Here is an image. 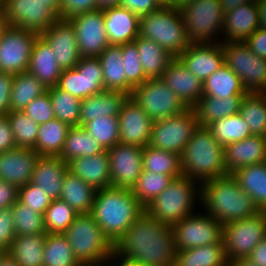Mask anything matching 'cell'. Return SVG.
Listing matches in <instances>:
<instances>
[{
    "label": "cell",
    "instance_id": "6da1fadb",
    "mask_svg": "<svg viewBox=\"0 0 266 266\" xmlns=\"http://www.w3.org/2000/svg\"><path fill=\"white\" fill-rule=\"evenodd\" d=\"M177 249L171 225L145 209L113 245V254L138 266H174Z\"/></svg>",
    "mask_w": 266,
    "mask_h": 266
},
{
    "label": "cell",
    "instance_id": "7a4b0ae2",
    "mask_svg": "<svg viewBox=\"0 0 266 266\" xmlns=\"http://www.w3.org/2000/svg\"><path fill=\"white\" fill-rule=\"evenodd\" d=\"M203 211L222 225L257 214L260 210L252 198L228 174L200 184V201Z\"/></svg>",
    "mask_w": 266,
    "mask_h": 266
},
{
    "label": "cell",
    "instance_id": "3957f363",
    "mask_svg": "<svg viewBox=\"0 0 266 266\" xmlns=\"http://www.w3.org/2000/svg\"><path fill=\"white\" fill-rule=\"evenodd\" d=\"M144 209L131 189L110 186L97 190L90 213L114 245Z\"/></svg>",
    "mask_w": 266,
    "mask_h": 266
},
{
    "label": "cell",
    "instance_id": "277c9868",
    "mask_svg": "<svg viewBox=\"0 0 266 266\" xmlns=\"http://www.w3.org/2000/svg\"><path fill=\"white\" fill-rule=\"evenodd\" d=\"M182 175L200 184L228 175L224 163V146L207 126L198 125L180 156Z\"/></svg>",
    "mask_w": 266,
    "mask_h": 266
},
{
    "label": "cell",
    "instance_id": "5b68a950",
    "mask_svg": "<svg viewBox=\"0 0 266 266\" xmlns=\"http://www.w3.org/2000/svg\"><path fill=\"white\" fill-rule=\"evenodd\" d=\"M62 234L82 266H105L113 254V244L104 236L91 213L77 214Z\"/></svg>",
    "mask_w": 266,
    "mask_h": 266
},
{
    "label": "cell",
    "instance_id": "8992f818",
    "mask_svg": "<svg viewBox=\"0 0 266 266\" xmlns=\"http://www.w3.org/2000/svg\"><path fill=\"white\" fill-rule=\"evenodd\" d=\"M196 201H200V183L181 175L173 178L145 210L158 221L173 226L194 212H199L195 207Z\"/></svg>",
    "mask_w": 266,
    "mask_h": 266
},
{
    "label": "cell",
    "instance_id": "52a82bcc",
    "mask_svg": "<svg viewBox=\"0 0 266 266\" xmlns=\"http://www.w3.org/2000/svg\"><path fill=\"white\" fill-rule=\"evenodd\" d=\"M139 36L153 40L178 57L191 44L179 7L162 6L139 19Z\"/></svg>",
    "mask_w": 266,
    "mask_h": 266
},
{
    "label": "cell",
    "instance_id": "ba28073f",
    "mask_svg": "<svg viewBox=\"0 0 266 266\" xmlns=\"http://www.w3.org/2000/svg\"><path fill=\"white\" fill-rule=\"evenodd\" d=\"M179 9L191 43H222L225 12L219 0H192Z\"/></svg>",
    "mask_w": 266,
    "mask_h": 266
},
{
    "label": "cell",
    "instance_id": "9c48e42d",
    "mask_svg": "<svg viewBox=\"0 0 266 266\" xmlns=\"http://www.w3.org/2000/svg\"><path fill=\"white\" fill-rule=\"evenodd\" d=\"M60 5L50 0H4L3 10L9 26L40 34L60 19Z\"/></svg>",
    "mask_w": 266,
    "mask_h": 266
},
{
    "label": "cell",
    "instance_id": "30bf717a",
    "mask_svg": "<svg viewBox=\"0 0 266 266\" xmlns=\"http://www.w3.org/2000/svg\"><path fill=\"white\" fill-rule=\"evenodd\" d=\"M266 235V211L223 225L222 241L229 261L247 258Z\"/></svg>",
    "mask_w": 266,
    "mask_h": 266
},
{
    "label": "cell",
    "instance_id": "8fae6325",
    "mask_svg": "<svg viewBox=\"0 0 266 266\" xmlns=\"http://www.w3.org/2000/svg\"><path fill=\"white\" fill-rule=\"evenodd\" d=\"M225 64L240 78L247 93L266 90V59L258 57L245 42H222Z\"/></svg>",
    "mask_w": 266,
    "mask_h": 266
},
{
    "label": "cell",
    "instance_id": "7c38bea8",
    "mask_svg": "<svg viewBox=\"0 0 266 266\" xmlns=\"http://www.w3.org/2000/svg\"><path fill=\"white\" fill-rule=\"evenodd\" d=\"M198 125L193 108H187L180 114L154 121L148 145L181 156Z\"/></svg>",
    "mask_w": 266,
    "mask_h": 266
},
{
    "label": "cell",
    "instance_id": "4fadbf2b",
    "mask_svg": "<svg viewBox=\"0 0 266 266\" xmlns=\"http://www.w3.org/2000/svg\"><path fill=\"white\" fill-rule=\"evenodd\" d=\"M177 250L223 243V225L205 212L191 214L172 226Z\"/></svg>",
    "mask_w": 266,
    "mask_h": 266
},
{
    "label": "cell",
    "instance_id": "5bb4252c",
    "mask_svg": "<svg viewBox=\"0 0 266 266\" xmlns=\"http://www.w3.org/2000/svg\"><path fill=\"white\" fill-rule=\"evenodd\" d=\"M130 97L153 121L180 114L188 108L161 79H147L133 89Z\"/></svg>",
    "mask_w": 266,
    "mask_h": 266
},
{
    "label": "cell",
    "instance_id": "9a60e30c",
    "mask_svg": "<svg viewBox=\"0 0 266 266\" xmlns=\"http://www.w3.org/2000/svg\"><path fill=\"white\" fill-rule=\"evenodd\" d=\"M38 36L35 31L9 26L0 38V72H27Z\"/></svg>",
    "mask_w": 266,
    "mask_h": 266
},
{
    "label": "cell",
    "instance_id": "2e32d148",
    "mask_svg": "<svg viewBox=\"0 0 266 266\" xmlns=\"http://www.w3.org/2000/svg\"><path fill=\"white\" fill-rule=\"evenodd\" d=\"M57 86L80 100L105 91L98 57H82L75 68L62 70Z\"/></svg>",
    "mask_w": 266,
    "mask_h": 266
},
{
    "label": "cell",
    "instance_id": "e0dca14e",
    "mask_svg": "<svg viewBox=\"0 0 266 266\" xmlns=\"http://www.w3.org/2000/svg\"><path fill=\"white\" fill-rule=\"evenodd\" d=\"M68 21L74 27L81 58L98 57L110 45L103 10L81 13Z\"/></svg>",
    "mask_w": 266,
    "mask_h": 266
},
{
    "label": "cell",
    "instance_id": "ac0fdd59",
    "mask_svg": "<svg viewBox=\"0 0 266 266\" xmlns=\"http://www.w3.org/2000/svg\"><path fill=\"white\" fill-rule=\"evenodd\" d=\"M143 148L118 143L106 150L110 160L111 186L132 189L143 170Z\"/></svg>",
    "mask_w": 266,
    "mask_h": 266
},
{
    "label": "cell",
    "instance_id": "d6986e66",
    "mask_svg": "<svg viewBox=\"0 0 266 266\" xmlns=\"http://www.w3.org/2000/svg\"><path fill=\"white\" fill-rule=\"evenodd\" d=\"M120 144L146 147L149 144L153 120L130 96L118 115Z\"/></svg>",
    "mask_w": 266,
    "mask_h": 266
},
{
    "label": "cell",
    "instance_id": "ffe728a7",
    "mask_svg": "<svg viewBox=\"0 0 266 266\" xmlns=\"http://www.w3.org/2000/svg\"><path fill=\"white\" fill-rule=\"evenodd\" d=\"M55 52L62 70L75 68L81 59L73 25L68 20H57L48 30L39 34Z\"/></svg>",
    "mask_w": 266,
    "mask_h": 266
},
{
    "label": "cell",
    "instance_id": "44dd1931",
    "mask_svg": "<svg viewBox=\"0 0 266 266\" xmlns=\"http://www.w3.org/2000/svg\"><path fill=\"white\" fill-rule=\"evenodd\" d=\"M177 58L202 82L225 64L222 43H191Z\"/></svg>",
    "mask_w": 266,
    "mask_h": 266
},
{
    "label": "cell",
    "instance_id": "7402d4cb",
    "mask_svg": "<svg viewBox=\"0 0 266 266\" xmlns=\"http://www.w3.org/2000/svg\"><path fill=\"white\" fill-rule=\"evenodd\" d=\"M160 79L188 108H193L203 96V82L175 57Z\"/></svg>",
    "mask_w": 266,
    "mask_h": 266
},
{
    "label": "cell",
    "instance_id": "603a6c76",
    "mask_svg": "<svg viewBox=\"0 0 266 266\" xmlns=\"http://www.w3.org/2000/svg\"><path fill=\"white\" fill-rule=\"evenodd\" d=\"M39 154L34 149L14 148L0 152V179L17 189L31 181Z\"/></svg>",
    "mask_w": 266,
    "mask_h": 266
},
{
    "label": "cell",
    "instance_id": "cb8c5ba5",
    "mask_svg": "<svg viewBox=\"0 0 266 266\" xmlns=\"http://www.w3.org/2000/svg\"><path fill=\"white\" fill-rule=\"evenodd\" d=\"M259 27L257 1L243 3L233 10L225 12L222 42H244Z\"/></svg>",
    "mask_w": 266,
    "mask_h": 266
},
{
    "label": "cell",
    "instance_id": "d4e9b609",
    "mask_svg": "<svg viewBox=\"0 0 266 266\" xmlns=\"http://www.w3.org/2000/svg\"><path fill=\"white\" fill-rule=\"evenodd\" d=\"M266 160V136L252 135L239 142L224 146V163L227 174Z\"/></svg>",
    "mask_w": 266,
    "mask_h": 266
},
{
    "label": "cell",
    "instance_id": "484cf974",
    "mask_svg": "<svg viewBox=\"0 0 266 266\" xmlns=\"http://www.w3.org/2000/svg\"><path fill=\"white\" fill-rule=\"evenodd\" d=\"M103 15L110 45L120 46L138 38L140 17L129 9L114 6L103 9Z\"/></svg>",
    "mask_w": 266,
    "mask_h": 266
},
{
    "label": "cell",
    "instance_id": "4316f807",
    "mask_svg": "<svg viewBox=\"0 0 266 266\" xmlns=\"http://www.w3.org/2000/svg\"><path fill=\"white\" fill-rule=\"evenodd\" d=\"M68 170V164L59 156H39L30 182L40 186L50 199L56 200L60 198Z\"/></svg>",
    "mask_w": 266,
    "mask_h": 266
},
{
    "label": "cell",
    "instance_id": "83f0119b",
    "mask_svg": "<svg viewBox=\"0 0 266 266\" xmlns=\"http://www.w3.org/2000/svg\"><path fill=\"white\" fill-rule=\"evenodd\" d=\"M68 166L69 171L96 190L111 186L110 160L106 150L97 155L78 157Z\"/></svg>",
    "mask_w": 266,
    "mask_h": 266
},
{
    "label": "cell",
    "instance_id": "f1b7e54d",
    "mask_svg": "<svg viewBox=\"0 0 266 266\" xmlns=\"http://www.w3.org/2000/svg\"><path fill=\"white\" fill-rule=\"evenodd\" d=\"M55 55L49 44L39 35L32 48L28 72L34 75L47 89L58 84L62 73Z\"/></svg>",
    "mask_w": 266,
    "mask_h": 266
},
{
    "label": "cell",
    "instance_id": "f546056e",
    "mask_svg": "<svg viewBox=\"0 0 266 266\" xmlns=\"http://www.w3.org/2000/svg\"><path fill=\"white\" fill-rule=\"evenodd\" d=\"M130 95L120 91L105 90L91 95L81 102L80 126L103 116L118 117L124 102Z\"/></svg>",
    "mask_w": 266,
    "mask_h": 266
},
{
    "label": "cell",
    "instance_id": "4dcf8cb0",
    "mask_svg": "<svg viewBox=\"0 0 266 266\" xmlns=\"http://www.w3.org/2000/svg\"><path fill=\"white\" fill-rule=\"evenodd\" d=\"M245 95L217 98L202 96L193 107L199 125L208 126L212 122L239 113L240 104Z\"/></svg>",
    "mask_w": 266,
    "mask_h": 266
},
{
    "label": "cell",
    "instance_id": "1f68e13d",
    "mask_svg": "<svg viewBox=\"0 0 266 266\" xmlns=\"http://www.w3.org/2000/svg\"><path fill=\"white\" fill-rule=\"evenodd\" d=\"M241 189L260 211H266V162L242 167L232 173Z\"/></svg>",
    "mask_w": 266,
    "mask_h": 266
},
{
    "label": "cell",
    "instance_id": "d6a6232c",
    "mask_svg": "<svg viewBox=\"0 0 266 266\" xmlns=\"http://www.w3.org/2000/svg\"><path fill=\"white\" fill-rule=\"evenodd\" d=\"M134 42L138 47L145 77L147 79H160L168 64L175 57L151 39L138 36Z\"/></svg>",
    "mask_w": 266,
    "mask_h": 266
},
{
    "label": "cell",
    "instance_id": "836d02e7",
    "mask_svg": "<svg viewBox=\"0 0 266 266\" xmlns=\"http://www.w3.org/2000/svg\"><path fill=\"white\" fill-rule=\"evenodd\" d=\"M97 190L81 178L67 171L63 179L60 200L65 201L78 214L90 213Z\"/></svg>",
    "mask_w": 266,
    "mask_h": 266
},
{
    "label": "cell",
    "instance_id": "e575fe53",
    "mask_svg": "<svg viewBox=\"0 0 266 266\" xmlns=\"http://www.w3.org/2000/svg\"><path fill=\"white\" fill-rule=\"evenodd\" d=\"M98 59L103 70L104 89L127 93L121 46L109 45Z\"/></svg>",
    "mask_w": 266,
    "mask_h": 266
},
{
    "label": "cell",
    "instance_id": "d590c367",
    "mask_svg": "<svg viewBox=\"0 0 266 266\" xmlns=\"http://www.w3.org/2000/svg\"><path fill=\"white\" fill-rule=\"evenodd\" d=\"M174 266H228L224 244L177 250Z\"/></svg>",
    "mask_w": 266,
    "mask_h": 266
},
{
    "label": "cell",
    "instance_id": "8d00e7d4",
    "mask_svg": "<svg viewBox=\"0 0 266 266\" xmlns=\"http://www.w3.org/2000/svg\"><path fill=\"white\" fill-rule=\"evenodd\" d=\"M46 234L16 235L8 253L18 266H43Z\"/></svg>",
    "mask_w": 266,
    "mask_h": 266
},
{
    "label": "cell",
    "instance_id": "74e56055",
    "mask_svg": "<svg viewBox=\"0 0 266 266\" xmlns=\"http://www.w3.org/2000/svg\"><path fill=\"white\" fill-rule=\"evenodd\" d=\"M69 129L68 124L56 118L39 125L34 151L39 156H59Z\"/></svg>",
    "mask_w": 266,
    "mask_h": 266
},
{
    "label": "cell",
    "instance_id": "f35d334b",
    "mask_svg": "<svg viewBox=\"0 0 266 266\" xmlns=\"http://www.w3.org/2000/svg\"><path fill=\"white\" fill-rule=\"evenodd\" d=\"M246 94L240 78L226 64L203 82V96L225 99L228 96Z\"/></svg>",
    "mask_w": 266,
    "mask_h": 266
},
{
    "label": "cell",
    "instance_id": "ab89813d",
    "mask_svg": "<svg viewBox=\"0 0 266 266\" xmlns=\"http://www.w3.org/2000/svg\"><path fill=\"white\" fill-rule=\"evenodd\" d=\"M104 149L81 126L70 127L62 152L59 155L67 164L82 156H93L102 153Z\"/></svg>",
    "mask_w": 266,
    "mask_h": 266
},
{
    "label": "cell",
    "instance_id": "60d3db41",
    "mask_svg": "<svg viewBox=\"0 0 266 266\" xmlns=\"http://www.w3.org/2000/svg\"><path fill=\"white\" fill-rule=\"evenodd\" d=\"M46 91L47 88L28 71L15 74L10 96V111H23L31 101Z\"/></svg>",
    "mask_w": 266,
    "mask_h": 266
},
{
    "label": "cell",
    "instance_id": "b9f144b4",
    "mask_svg": "<svg viewBox=\"0 0 266 266\" xmlns=\"http://www.w3.org/2000/svg\"><path fill=\"white\" fill-rule=\"evenodd\" d=\"M143 170L166 174L173 178L182 175L180 155L147 145L142 154Z\"/></svg>",
    "mask_w": 266,
    "mask_h": 266
},
{
    "label": "cell",
    "instance_id": "7bdbcfd3",
    "mask_svg": "<svg viewBox=\"0 0 266 266\" xmlns=\"http://www.w3.org/2000/svg\"><path fill=\"white\" fill-rule=\"evenodd\" d=\"M43 266H82L73 254L66 237L46 234L43 250Z\"/></svg>",
    "mask_w": 266,
    "mask_h": 266
},
{
    "label": "cell",
    "instance_id": "ee69618b",
    "mask_svg": "<svg viewBox=\"0 0 266 266\" xmlns=\"http://www.w3.org/2000/svg\"><path fill=\"white\" fill-rule=\"evenodd\" d=\"M239 114L252 135L266 136V100L261 93H247L241 101Z\"/></svg>",
    "mask_w": 266,
    "mask_h": 266
},
{
    "label": "cell",
    "instance_id": "f6af8a7d",
    "mask_svg": "<svg viewBox=\"0 0 266 266\" xmlns=\"http://www.w3.org/2000/svg\"><path fill=\"white\" fill-rule=\"evenodd\" d=\"M207 127L213 137L223 146L252 136L247 123L239 113L218 119Z\"/></svg>",
    "mask_w": 266,
    "mask_h": 266
},
{
    "label": "cell",
    "instance_id": "bcb514c9",
    "mask_svg": "<svg viewBox=\"0 0 266 266\" xmlns=\"http://www.w3.org/2000/svg\"><path fill=\"white\" fill-rule=\"evenodd\" d=\"M55 118L68 124L70 127L80 126V110L82 100L74 97L57 85L48 88Z\"/></svg>",
    "mask_w": 266,
    "mask_h": 266
},
{
    "label": "cell",
    "instance_id": "7dc6e473",
    "mask_svg": "<svg viewBox=\"0 0 266 266\" xmlns=\"http://www.w3.org/2000/svg\"><path fill=\"white\" fill-rule=\"evenodd\" d=\"M173 177L166 174H157L142 170L136 184L132 187V193L145 208L149 205L165 188H167Z\"/></svg>",
    "mask_w": 266,
    "mask_h": 266
},
{
    "label": "cell",
    "instance_id": "c3c4849f",
    "mask_svg": "<svg viewBox=\"0 0 266 266\" xmlns=\"http://www.w3.org/2000/svg\"><path fill=\"white\" fill-rule=\"evenodd\" d=\"M17 148L35 149L39 125L22 111L7 114Z\"/></svg>",
    "mask_w": 266,
    "mask_h": 266
},
{
    "label": "cell",
    "instance_id": "681fc988",
    "mask_svg": "<svg viewBox=\"0 0 266 266\" xmlns=\"http://www.w3.org/2000/svg\"><path fill=\"white\" fill-rule=\"evenodd\" d=\"M83 127L104 149H110L119 143V120L118 117L103 116L85 122Z\"/></svg>",
    "mask_w": 266,
    "mask_h": 266
},
{
    "label": "cell",
    "instance_id": "f907efd6",
    "mask_svg": "<svg viewBox=\"0 0 266 266\" xmlns=\"http://www.w3.org/2000/svg\"><path fill=\"white\" fill-rule=\"evenodd\" d=\"M12 214L16 235L47 234L44 214L38 213L18 200L12 205Z\"/></svg>",
    "mask_w": 266,
    "mask_h": 266
},
{
    "label": "cell",
    "instance_id": "816d5d0a",
    "mask_svg": "<svg viewBox=\"0 0 266 266\" xmlns=\"http://www.w3.org/2000/svg\"><path fill=\"white\" fill-rule=\"evenodd\" d=\"M77 212L65 201L56 199L44 213V225L47 234L63 233L74 221Z\"/></svg>",
    "mask_w": 266,
    "mask_h": 266
},
{
    "label": "cell",
    "instance_id": "f5cc1de1",
    "mask_svg": "<svg viewBox=\"0 0 266 266\" xmlns=\"http://www.w3.org/2000/svg\"><path fill=\"white\" fill-rule=\"evenodd\" d=\"M120 46L122 48L124 73L127 80V94L131 95L133 89L144 83L147 78L140 62L137 44L133 41Z\"/></svg>",
    "mask_w": 266,
    "mask_h": 266
},
{
    "label": "cell",
    "instance_id": "db71d44e",
    "mask_svg": "<svg viewBox=\"0 0 266 266\" xmlns=\"http://www.w3.org/2000/svg\"><path fill=\"white\" fill-rule=\"evenodd\" d=\"M17 200L20 203L27 205L28 208L41 214L45 213L52 202V199L49 198L47 192L43 191L40 186L35 185L32 182H29L18 189Z\"/></svg>",
    "mask_w": 266,
    "mask_h": 266
},
{
    "label": "cell",
    "instance_id": "11a10c76",
    "mask_svg": "<svg viewBox=\"0 0 266 266\" xmlns=\"http://www.w3.org/2000/svg\"><path fill=\"white\" fill-rule=\"evenodd\" d=\"M22 112L33 119L38 125L55 119L48 90L31 101Z\"/></svg>",
    "mask_w": 266,
    "mask_h": 266
},
{
    "label": "cell",
    "instance_id": "9f6ffc18",
    "mask_svg": "<svg viewBox=\"0 0 266 266\" xmlns=\"http://www.w3.org/2000/svg\"><path fill=\"white\" fill-rule=\"evenodd\" d=\"M15 236L12 208L0 209V249L8 252Z\"/></svg>",
    "mask_w": 266,
    "mask_h": 266
},
{
    "label": "cell",
    "instance_id": "6f0895ef",
    "mask_svg": "<svg viewBox=\"0 0 266 266\" xmlns=\"http://www.w3.org/2000/svg\"><path fill=\"white\" fill-rule=\"evenodd\" d=\"M97 9V0H61L60 19L68 20L75 15Z\"/></svg>",
    "mask_w": 266,
    "mask_h": 266
},
{
    "label": "cell",
    "instance_id": "680465c9",
    "mask_svg": "<svg viewBox=\"0 0 266 266\" xmlns=\"http://www.w3.org/2000/svg\"><path fill=\"white\" fill-rule=\"evenodd\" d=\"M14 74L0 72V115H7L10 112V96Z\"/></svg>",
    "mask_w": 266,
    "mask_h": 266
},
{
    "label": "cell",
    "instance_id": "91938a15",
    "mask_svg": "<svg viewBox=\"0 0 266 266\" xmlns=\"http://www.w3.org/2000/svg\"><path fill=\"white\" fill-rule=\"evenodd\" d=\"M120 6L141 17L160 9L163 5L159 0H121Z\"/></svg>",
    "mask_w": 266,
    "mask_h": 266
},
{
    "label": "cell",
    "instance_id": "94428289",
    "mask_svg": "<svg viewBox=\"0 0 266 266\" xmlns=\"http://www.w3.org/2000/svg\"><path fill=\"white\" fill-rule=\"evenodd\" d=\"M244 42L258 57L266 59V29L259 27Z\"/></svg>",
    "mask_w": 266,
    "mask_h": 266
},
{
    "label": "cell",
    "instance_id": "6125c7cd",
    "mask_svg": "<svg viewBox=\"0 0 266 266\" xmlns=\"http://www.w3.org/2000/svg\"><path fill=\"white\" fill-rule=\"evenodd\" d=\"M17 148L7 115H0V152Z\"/></svg>",
    "mask_w": 266,
    "mask_h": 266
},
{
    "label": "cell",
    "instance_id": "be15d7a7",
    "mask_svg": "<svg viewBox=\"0 0 266 266\" xmlns=\"http://www.w3.org/2000/svg\"><path fill=\"white\" fill-rule=\"evenodd\" d=\"M17 197L18 189L11 183L0 179V209L12 207Z\"/></svg>",
    "mask_w": 266,
    "mask_h": 266
},
{
    "label": "cell",
    "instance_id": "e7e4bbea",
    "mask_svg": "<svg viewBox=\"0 0 266 266\" xmlns=\"http://www.w3.org/2000/svg\"><path fill=\"white\" fill-rule=\"evenodd\" d=\"M247 259L256 266H266V235L247 256Z\"/></svg>",
    "mask_w": 266,
    "mask_h": 266
},
{
    "label": "cell",
    "instance_id": "03108f58",
    "mask_svg": "<svg viewBox=\"0 0 266 266\" xmlns=\"http://www.w3.org/2000/svg\"><path fill=\"white\" fill-rule=\"evenodd\" d=\"M255 0H219L224 12H228L238 7L239 5Z\"/></svg>",
    "mask_w": 266,
    "mask_h": 266
},
{
    "label": "cell",
    "instance_id": "003e7915",
    "mask_svg": "<svg viewBox=\"0 0 266 266\" xmlns=\"http://www.w3.org/2000/svg\"><path fill=\"white\" fill-rule=\"evenodd\" d=\"M259 9L260 27L266 29V0H256Z\"/></svg>",
    "mask_w": 266,
    "mask_h": 266
},
{
    "label": "cell",
    "instance_id": "a7ac6f4b",
    "mask_svg": "<svg viewBox=\"0 0 266 266\" xmlns=\"http://www.w3.org/2000/svg\"><path fill=\"white\" fill-rule=\"evenodd\" d=\"M113 261V262H112ZM116 263V264H115ZM115 264V265H114ZM138 266L135 263H132L130 261H127L125 259H121L120 257L112 254L109 261L105 264V266Z\"/></svg>",
    "mask_w": 266,
    "mask_h": 266
},
{
    "label": "cell",
    "instance_id": "89a4df30",
    "mask_svg": "<svg viewBox=\"0 0 266 266\" xmlns=\"http://www.w3.org/2000/svg\"><path fill=\"white\" fill-rule=\"evenodd\" d=\"M121 0H97L98 9L103 10L114 6H120Z\"/></svg>",
    "mask_w": 266,
    "mask_h": 266
},
{
    "label": "cell",
    "instance_id": "2644e50d",
    "mask_svg": "<svg viewBox=\"0 0 266 266\" xmlns=\"http://www.w3.org/2000/svg\"><path fill=\"white\" fill-rule=\"evenodd\" d=\"M0 266H18V264L8 252H5L0 259Z\"/></svg>",
    "mask_w": 266,
    "mask_h": 266
},
{
    "label": "cell",
    "instance_id": "8c879c8a",
    "mask_svg": "<svg viewBox=\"0 0 266 266\" xmlns=\"http://www.w3.org/2000/svg\"><path fill=\"white\" fill-rule=\"evenodd\" d=\"M228 266H256L247 258L236 259L228 262Z\"/></svg>",
    "mask_w": 266,
    "mask_h": 266
},
{
    "label": "cell",
    "instance_id": "753ad0ef",
    "mask_svg": "<svg viewBox=\"0 0 266 266\" xmlns=\"http://www.w3.org/2000/svg\"><path fill=\"white\" fill-rule=\"evenodd\" d=\"M8 27L9 24L5 18L4 10L3 8H0V38Z\"/></svg>",
    "mask_w": 266,
    "mask_h": 266
},
{
    "label": "cell",
    "instance_id": "34e18365",
    "mask_svg": "<svg viewBox=\"0 0 266 266\" xmlns=\"http://www.w3.org/2000/svg\"><path fill=\"white\" fill-rule=\"evenodd\" d=\"M192 0H176L172 6L174 7H180L184 3L190 2Z\"/></svg>",
    "mask_w": 266,
    "mask_h": 266
},
{
    "label": "cell",
    "instance_id": "11e5206c",
    "mask_svg": "<svg viewBox=\"0 0 266 266\" xmlns=\"http://www.w3.org/2000/svg\"><path fill=\"white\" fill-rule=\"evenodd\" d=\"M163 6H172L176 0H159Z\"/></svg>",
    "mask_w": 266,
    "mask_h": 266
},
{
    "label": "cell",
    "instance_id": "2a66077c",
    "mask_svg": "<svg viewBox=\"0 0 266 266\" xmlns=\"http://www.w3.org/2000/svg\"><path fill=\"white\" fill-rule=\"evenodd\" d=\"M50 3H61V0H50Z\"/></svg>",
    "mask_w": 266,
    "mask_h": 266
},
{
    "label": "cell",
    "instance_id": "b9fcfbb0",
    "mask_svg": "<svg viewBox=\"0 0 266 266\" xmlns=\"http://www.w3.org/2000/svg\"><path fill=\"white\" fill-rule=\"evenodd\" d=\"M261 94L263 95L264 99L266 100V90L262 91Z\"/></svg>",
    "mask_w": 266,
    "mask_h": 266
},
{
    "label": "cell",
    "instance_id": "09005b40",
    "mask_svg": "<svg viewBox=\"0 0 266 266\" xmlns=\"http://www.w3.org/2000/svg\"><path fill=\"white\" fill-rule=\"evenodd\" d=\"M4 253H5V251L0 249V259L2 258Z\"/></svg>",
    "mask_w": 266,
    "mask_h": 266
},
{
    "label": "cell",
    "instance_id": "979ff035",
    "mask_svg": "<svg viewBox=\"0 0 266 266\" xmlns=\"http://www.w3.org/2000/svg\"><path fill=\"white\" fill-rule=\"evenodd\" d=\"M4 0H0V8H3Z\"/></svg>",
    "mask_w": 266,
    "mask_h": 266
}]
</instances>
